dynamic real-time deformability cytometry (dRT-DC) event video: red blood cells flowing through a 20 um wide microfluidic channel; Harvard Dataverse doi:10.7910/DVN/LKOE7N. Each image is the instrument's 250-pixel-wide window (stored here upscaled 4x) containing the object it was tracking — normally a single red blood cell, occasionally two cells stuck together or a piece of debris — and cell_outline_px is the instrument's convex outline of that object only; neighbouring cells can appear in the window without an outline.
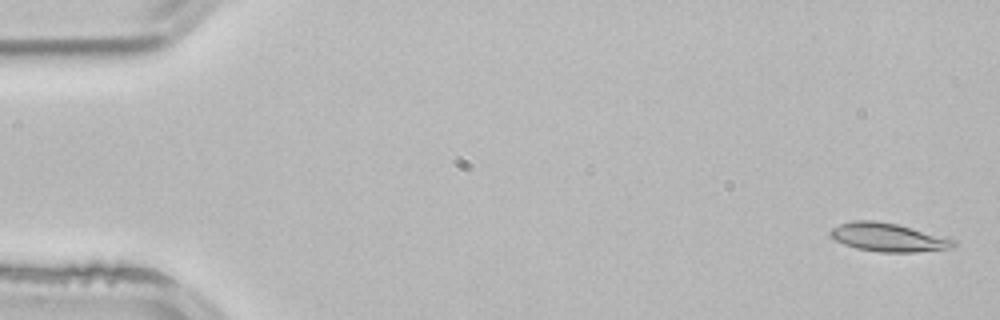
{"species": "common noctule bat (a hibernating species)", "species_latin": "Nyctalus noctula", "temperature_condition": "room temperature", "stored_images_in_passage": 53, "camera_frame_rate_fps": 3000, "um_per_image_px": 0.085, "animal": {"sex": "male", "body_mass_g": 21.5, "forearm_length_mm": 52.0}, "frame": {"image": 1, "passage_image": 2, "time_ms": 0.333, "image_size_px": [1000, 320], "cell_outline_px": [[956, 248], [916, 252], [880, 252], [856, 248], [844, 244], [828, 236], [828, 232], [832, 228], [840, 224], [852, 220], [876, 220], [896, 224], [956, 240]], "centroid_in_image_um": [75.47, 20.18], "position_along_channel_um": 9.5, "area_um2": 20.46}}
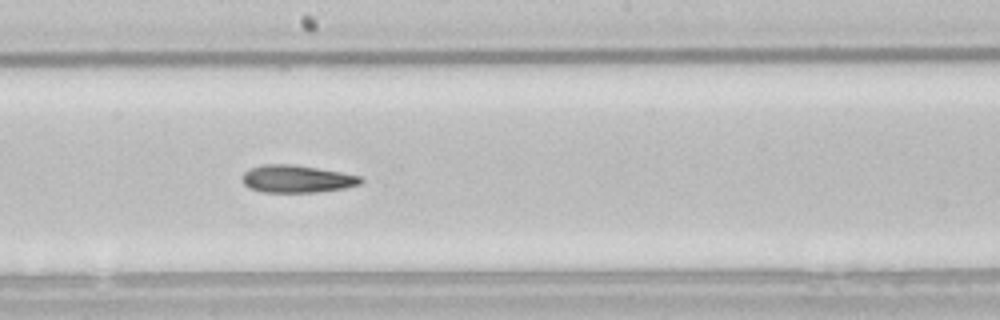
{"frame": {"image": 2, "passage_image": 29, "time_ms": 9.333, "image_size_px": [1000, 320], "cell_outline_px": [[364, 180], [360, 184], [344, 188], [316, 192], [264, 192], [248, 188], [244, 184], [240, 176], [244, 172], [260, 164], [292, 164], [340, 172], [360, 176]], "centroid_in_image_um": [25.19, 15.2], "position_along_channel_um": 223.0, "area_um2": 18.96}}
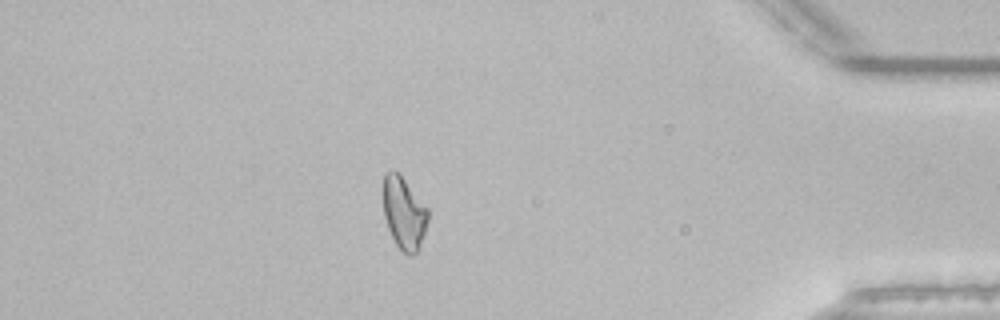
{"frame": {"image": 3, "passage_image": 46, "time_ms": 15.0, "image_size_px": [1000, 320], "cell_outline_px": [[428, 220], [420, 244], [416, 252], [412, 256], [408, 256], [396, 244], [388, 228], [384, 216], [384, 172], [392, 168], [404, 180], [428, 208]], "centroid_in_image_um": [34.33, 18.11], "position_along_channel_um": 400.9, "area_um2": 18.5}, "authors_computed_cell_mechanics": {"area_um2": 19.3052, "velocity_mm_per_s": 3.8842, "shape_relaxation_time_tau1_ms": 10.2427, "shape_relaxation_time_tau2_ms": 10.0523, "deformation_change_tau1": 0.2106, "deformation_change_tau2": 0.1969}}